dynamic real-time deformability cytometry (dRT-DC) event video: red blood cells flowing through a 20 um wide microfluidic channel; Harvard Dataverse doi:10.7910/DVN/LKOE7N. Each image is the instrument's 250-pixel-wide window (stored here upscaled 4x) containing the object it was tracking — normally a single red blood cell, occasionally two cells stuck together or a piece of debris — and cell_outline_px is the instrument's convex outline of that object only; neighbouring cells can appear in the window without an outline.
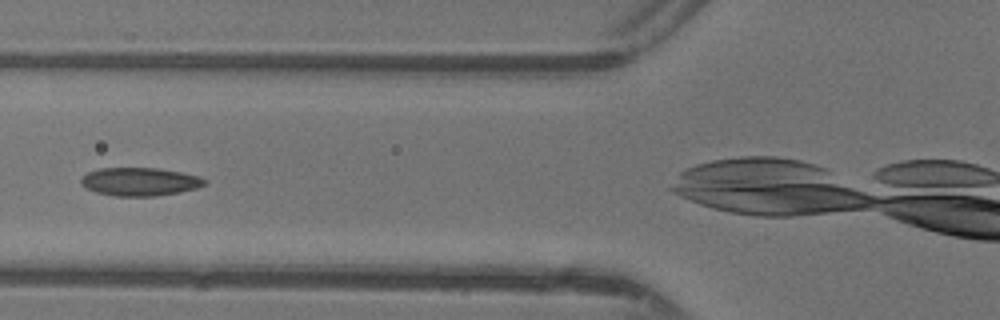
{"species": "common noctule bat (a hibernating species)", "species_latin": "Nyctalus noctula", "temperature_condition": "warm", "stored_images_in_passage": 36, "camera_frame_rate_fps": 3000, "um_per_image_px": 0.085, "animal": {"sex": "female"}, "frame": {"image": 1, "passage_image": 7, "time_ms": 2.0, "image_size_px": [1000, 320], "cell_outline_px": [[208, 180], [204, 184], [196, 188], [180, 192], [156, 196], [112, 196], [96, 192], [80, 184], [80, 180], [88, 172], [100, 168], [156, 168], [180, 172], [200, 176]], "centroid_in_image_um": [11.89, 15.44], "position_along_channel_um": 113.9, "area_um2": 20.29}}
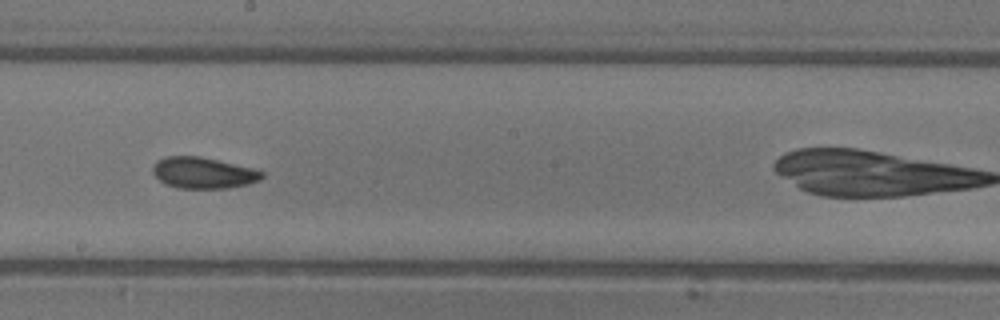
{"frame": {"image": 2, "passage_image": 15, "time_ms": 4.667, "image_size_px": [1000, 320], "cell_outline_px": [[264, 176], [260, 180], [248, 184], [228, 188], [176, 188], [164, 184], [152, 172], [152, 168], [156, 160], [164, 156], [200, 156], [252, 168], [264, 172]], "centroid_in_image_um": [17.25, 14.69], "position_along_channel_um": 231.0, "area_um2": 19.94}}
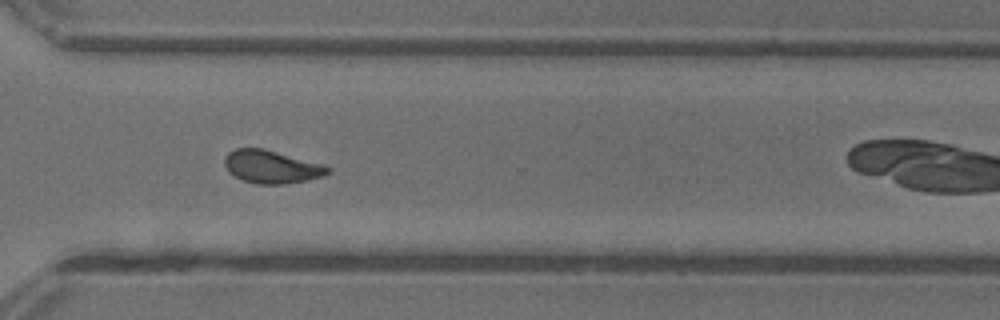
{"frame": {"image": 3, "passage_image": 23, "time_ms": 7.333, "image_size_px": [1000, 320], "cell_outline_px": [[332, 168], [324, 176], [308, 180], [284, 184], [256, 184], [244, 180], [228, 172], [224, 164], [224, 156], [228, 152], [236, 148], [264, 148], [324, 164]], "centroid_in_image_um": [23.09, 14.17], "position_along_channel_um": 347.5, "area_um2": 20.0}, "authors_computed_cell_mechanics": {"area_um2": 19.7676, "velocity_mm_per_s": 4.3849, "shape_relaxation_time_tau1_ms": 5.8972, "shape_relaxation_time_tau2_ms": 2.0041, "deformation_change_tau1": 0.1642, "deformation_change_tau2": 0.059}}